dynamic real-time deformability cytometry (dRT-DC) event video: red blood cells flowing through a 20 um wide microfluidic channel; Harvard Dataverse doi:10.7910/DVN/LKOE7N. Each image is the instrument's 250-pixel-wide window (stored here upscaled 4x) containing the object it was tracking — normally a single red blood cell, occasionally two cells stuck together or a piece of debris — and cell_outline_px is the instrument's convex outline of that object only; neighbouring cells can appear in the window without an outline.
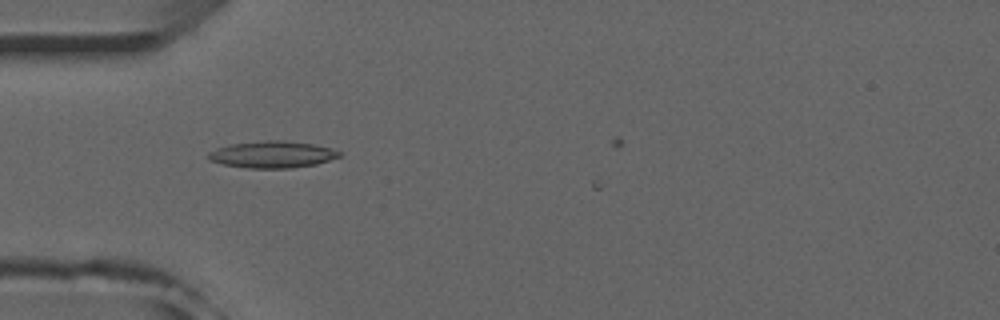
{"species": "common noctule bat (a hibernating species)", "species_latin": "Nyctalus noctula", "temperature_condition": "room temperature", "stored_images_in_passage": 11, "camera_frame_rate_fps": 3000, "um_per_image_px": 0.085, "animal": {"sex": "male", "forearm_length_mm": 52.5}, "frame": {"image": 1, "passage_image": 9, "time_ms": 2.667, "image_size_px": [1000, 320], "cell_outline_px": [[340, 156], [316, 164], [292, 168], [248, 168], [224, 164], [208, 160], [208, 152], [216, 148], [232, 144], [268, 140], [284, 140], [312, 144], [332, 148], [340, 152]], "centroid_in_image_um": [23.13, 13.13], "position_along_channel_um": 61.9, "area_um2": 20.29}}